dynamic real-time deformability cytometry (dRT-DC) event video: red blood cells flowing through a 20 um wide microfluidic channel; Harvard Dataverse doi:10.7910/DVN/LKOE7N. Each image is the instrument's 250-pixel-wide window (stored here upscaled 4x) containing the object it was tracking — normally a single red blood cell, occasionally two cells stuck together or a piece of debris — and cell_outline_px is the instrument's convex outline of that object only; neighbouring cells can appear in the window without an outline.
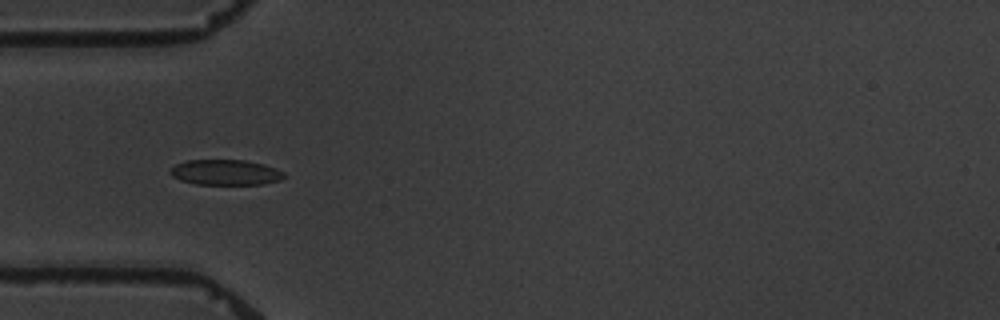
{"species": "common noctule bat (a hibernating species)", "species_latin": "Nyctalus noctula", "temperature_condition": "warm", "stored_images_in_passage": 10, "camera_frame_rate_fps": 3000, "um_per_image_px": 0.085, "animal": {"sex": "male", "body_mass_g": 19.5, "forearm_length_mm": 54.6}, "frame": {"image": 1, "passage_image": 4, "time_ms": 4.667, "image_size_px": [1000, 320], "cell_outline_px": [[288, 176], [280, 180], [260, 184], [196, 184], [180, 180], [172, 176], [168, 172], [176, 164], [188, 160], [244, 160], [264, 164], [284, 172]], "centroid_in_image_um": [19.18, 14.65], "position_along_channel_um": 65.8, "area_um2": 16.82}}
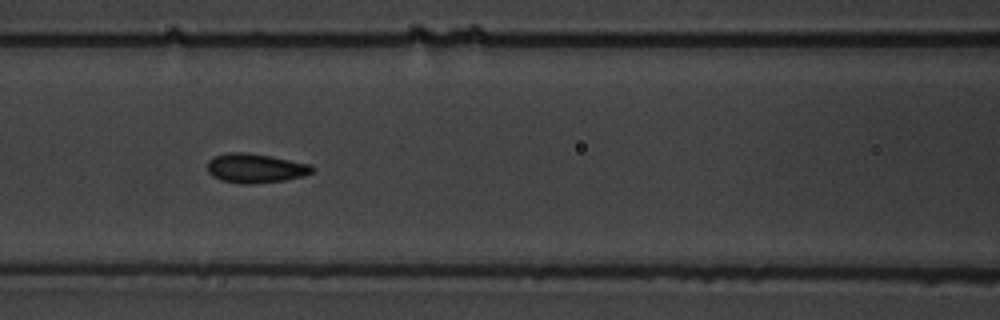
{"frame": {"image": 2, "passage_image": 6, "time_ms": 7.0, "image_size_px": [1000, 320], "cell_outline_px": [[316, 168], [312, 172], [304, 176], [284, 180], [252, 184], [240, 184], [220, 180], [212, 176], [208, 172], [208, 160], [216, 156], [228, 152], [248, 152], [312, 164]], "centroid_in_image_um": [21.72, 14.3], "position_along_channel_um": 144.9, "area_um2": 18.03}}
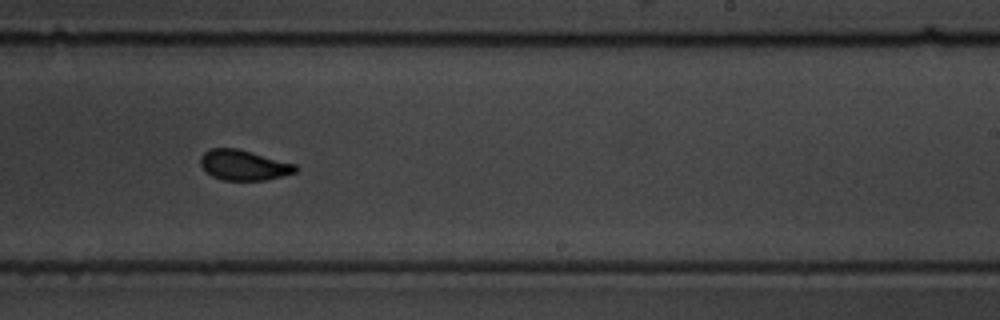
{"frame": {"image": 3, "passage_image": 9, "time_ms": 10.667, "image_size_px": [1000, 320], "cell_outline_px": [[300, 168], [296, 172], [264, 180], [224, 180], [212, 176], [200, 164], [200, 156], [208, 148], [236, 148], [296, 164]], "centroid_in_image_um": [20.71, 14.03], "position_along_channel_um": 268.3, "area_um2": 16.65}}